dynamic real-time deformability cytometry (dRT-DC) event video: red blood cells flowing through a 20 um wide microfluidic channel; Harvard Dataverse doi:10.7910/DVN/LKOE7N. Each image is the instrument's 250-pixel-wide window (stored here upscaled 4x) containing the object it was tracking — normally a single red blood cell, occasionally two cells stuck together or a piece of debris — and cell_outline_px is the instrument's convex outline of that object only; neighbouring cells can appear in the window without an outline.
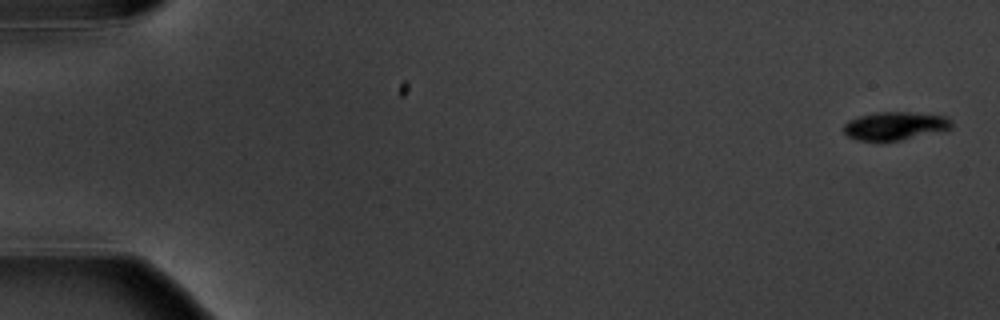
{"species": "common noctule bat (a hibernating species)", "species_latin": "Nyctalus noctula", "temperature_condition": "warm", "stored_images_in_passage": 6, "segment_of_instrument_passage": [2, 2], "camera_frame_rate_fps": 3000, "um_per_image_px": 0.085, "animal": {"sex": "male", "body_mass_g": 20.1, "forearm_length_mm": 53.5}, "frame": {"image": 1, "passage_image": 6, "time_ms": 6.0, "image_size_px": [1000, 320], "cell_outline_px": [[952, 128], [940, 132], [880, 144], [856, 140], [848, 136], [844, 132], [844, 124], [848, 120], [860, 116], [880, 112], [912, 112], [948, 116], [952, 120]], "centroid_in_image_um": [76.08, 10.74], "position_along_channel_um": 8.9, "area_um2": 18.38}}